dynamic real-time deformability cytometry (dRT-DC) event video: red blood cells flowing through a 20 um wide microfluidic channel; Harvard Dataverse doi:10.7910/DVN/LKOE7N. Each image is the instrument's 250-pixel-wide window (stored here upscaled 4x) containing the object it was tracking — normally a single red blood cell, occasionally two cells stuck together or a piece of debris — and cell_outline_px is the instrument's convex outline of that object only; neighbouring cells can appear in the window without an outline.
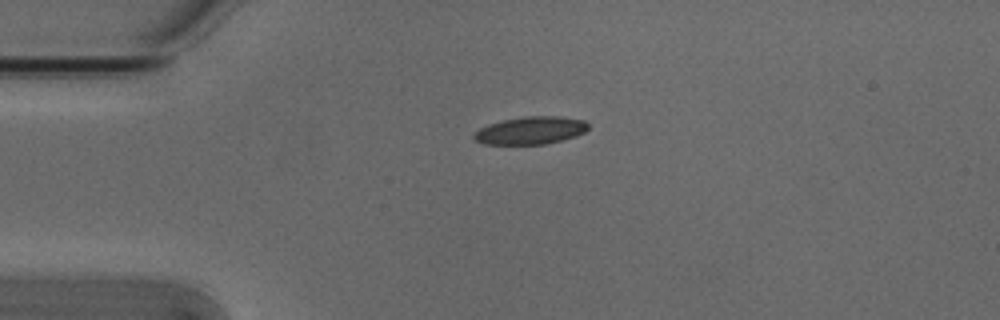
{"species": "Egyptian fruit bat (a non-hibernating species)", "species_latin": "Rousettus aegyptiacus", "temperature_condition": "cold", "stored_images_in_passage": 3, "camera_frame_rate_fps": 3000, "um_per_image_px": 0.085, "animal": {"sex": "male"}, "frame": {"image": 1, "passage_image": 1, "time_ms": 0.0, "image_size_px": [1000, 320], "cell_outline_px": [[588, 128], [584, 132], [576, 136], [544, 144], [484, 144], [476, 140], [472, 136], [480, 128], [488, 124], [504, 120], [524, 116], [560, 116], [584, 120], [588, 124]], "centroid_in_image_um": [45.11, 11.08], "position_along_channel_um": 39.9, "area_um2": 18.26}}
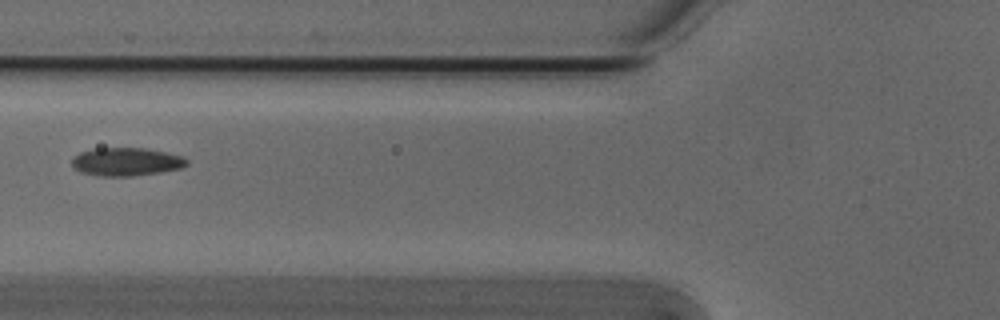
{"frame": {"image": 2, "passage_image": 3, "time_ms": 0.667, "image_size_px": [1000, 320], "cell_outline_px": [[188, 164], [184, 168], [160, 172], [132, 176], [100, 176], [80, 172], [72, 164], [72, 156], [80, 152], [96, 148], [148, 148], [184, 156], [188, 160]], "centroid_in_image_um": [10.77, 13.74], "position_along_channel_um": 115.0, "area_um2": 19.07}}